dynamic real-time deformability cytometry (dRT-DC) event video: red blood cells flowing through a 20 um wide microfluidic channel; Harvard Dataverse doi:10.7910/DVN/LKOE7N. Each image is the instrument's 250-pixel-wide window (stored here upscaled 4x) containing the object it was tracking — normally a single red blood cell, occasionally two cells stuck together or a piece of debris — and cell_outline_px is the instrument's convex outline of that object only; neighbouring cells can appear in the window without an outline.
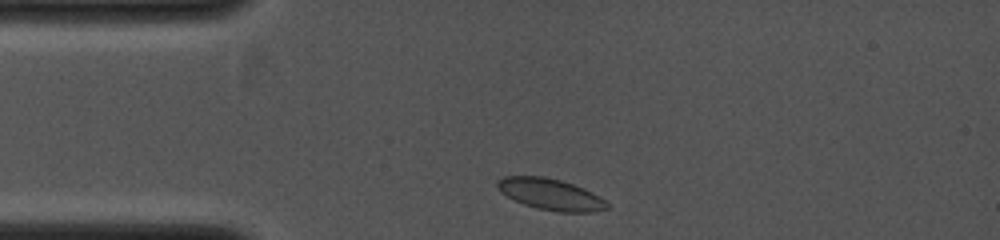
{"species": "common noctule bat (a hibernating species)", "species_latin": "Nyctalus noctula", "temperature_condition": "cold", "stored_images_in_passage": 22, "camera_frame_rate_fps": 4000, "um_per_image_px": 0.085, "animal": {"sex": "female", "body_mass_g": 19.0, "forearm_length_mm": 53.3}, "frame": {"image": 1, "passage_image": 1, "time_ms": 0.0, "image_size_px": [1000, 240], "cell_outline_px": [[612, 208], [588, 212], [556, 212], [536, 208], [524, 204], [500, 192], [496, 184], [496, 180], [504, 176], [544, 176], [560, 180], [584, 188], [592, 192], [604, 200]], "centroid_in_image_um": [46.79, 16.51], "position_along_channel_um": 38.2, "area_um2": 20.0}}
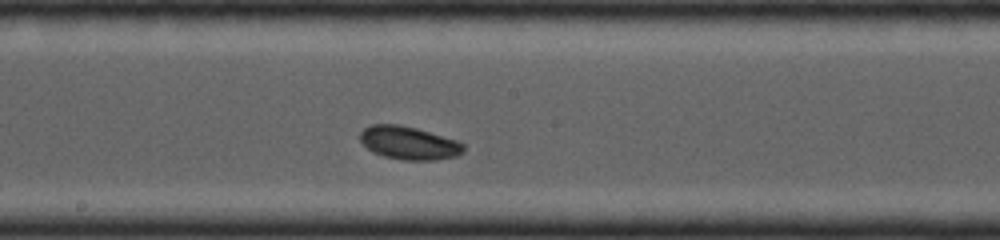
{"frame": {"image": 2, "passage_image": 11, "time_ms": 3.75, "image_size_px": [1000, 240], "cell_outline_px": [[464, 152], [456, 156], [436, 160], [404, 160], [384, 156], [368, 148], [360, 140], [360, 132], [364, 128], [372, 124], [400, 124], [416, 128], [460, 140], [464, 144]], "centroid_in_image_um": [34.81, 12.14], "position_along_channel_um": 213.4, "area_um2": 20.06}}
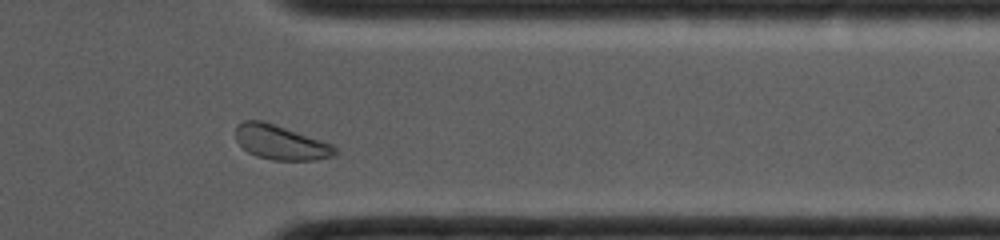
{"frame": {"image": 3, "passage_image": 19, "time_ms": 7.0, "image_size_px": [1000, 240], "cell_outline_px": [[340, 152], [336, 156], [312, 160], [272, 160], [256, 156], [248, 152], [236, 140], [236, 124], [244, 120], [260, 120], [332, 144]], "centroid_in_image_um": [23.86, 12.12], "position_along_channel_um": 387.5, "area_um2": 19.77}}